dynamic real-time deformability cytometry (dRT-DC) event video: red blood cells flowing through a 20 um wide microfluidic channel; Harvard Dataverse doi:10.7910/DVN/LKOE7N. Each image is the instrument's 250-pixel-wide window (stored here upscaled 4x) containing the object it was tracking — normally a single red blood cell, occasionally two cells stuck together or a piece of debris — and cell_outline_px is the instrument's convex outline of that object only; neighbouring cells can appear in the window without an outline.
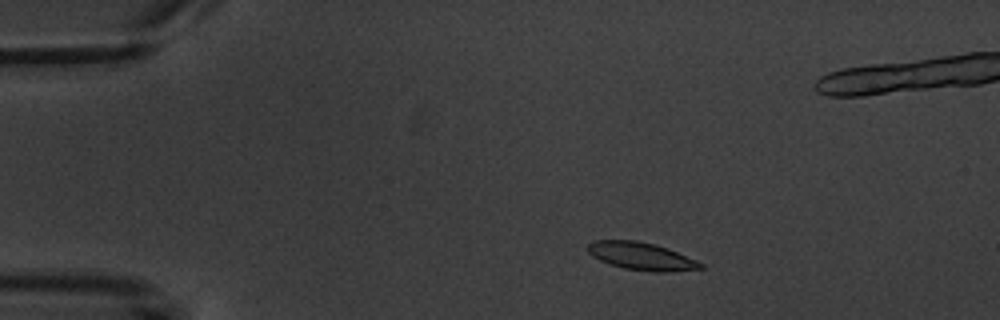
{"species": "common noctule bat (a hibernating species)", "species_latin": "Nyctalus noctula", "temperature_condition": "warm", "stored_images_in_passage": 7, "segment_of_instrument_passage": [1, 2], "camera_frame_rate_fps": 3000, "um_per_image_px": 0.085, "animal": {"sex": "male", "body_mass_g": 20.1, "forearm_length_mm": 53.5}, "frame": {"image": 1, "passage_image": 2, "time_ms": 2.0, "image_size_px": [1000, 320], "cell_outline_px": [[704, 268], [672, 272], [652, 272], [624, 268], [600, 260], [592, 256], [588, 252], [588, 244], [592, 240], [636, 240], [656, 244], [668, 248], [696, 260], [704, 264]], "centroid_in_image_um": [54.54, 21.77], "position_along_channel_um": 30.5, "area_um2": 18.26}}
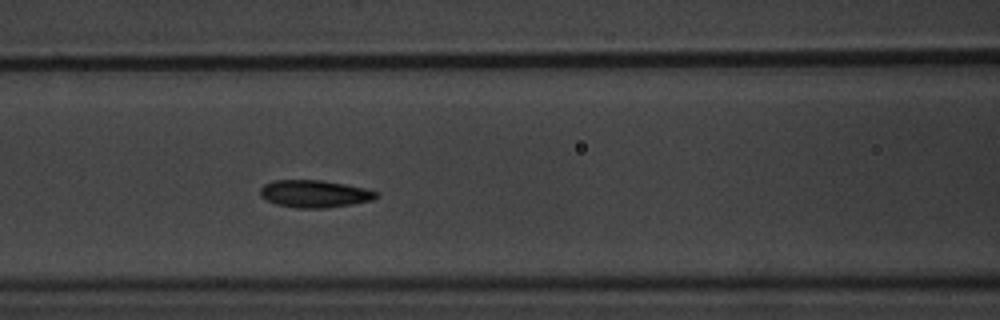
{"frame": {"image": 2, "passage_image": 6, "time_ms": 6.667, "image_size_px": [1000, 320], "cell_outline_px": [[380, 196], [372, 200], [352, 204], [324, 208], [296, 208], [276, 204], [260, 196], [260, 188], [264, 184], [272, 180], [320, 180], [344, 184], [364, 188], [380, 192]], "centroid_in_image_um": [26.74, 16.47], "position_along_channel_um": 139.9, "area_um2": 18.55}}